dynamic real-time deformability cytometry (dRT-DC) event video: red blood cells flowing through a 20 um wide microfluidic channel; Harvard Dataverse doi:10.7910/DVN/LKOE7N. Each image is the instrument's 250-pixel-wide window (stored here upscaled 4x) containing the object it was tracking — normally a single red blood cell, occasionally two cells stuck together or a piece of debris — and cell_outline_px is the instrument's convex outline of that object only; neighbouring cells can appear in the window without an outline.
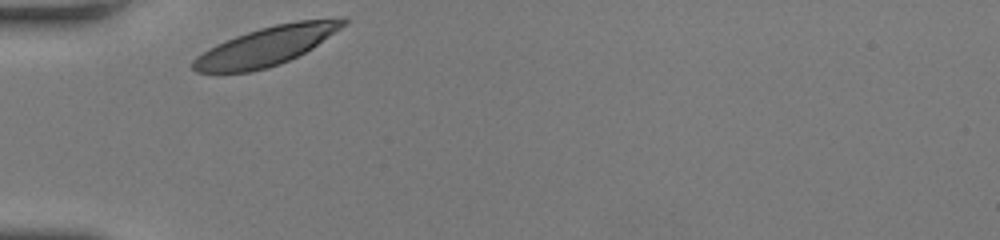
{"species": "human", "species_latin": "Homo sapiens", "temperature_condition": "room temperature", "stored_images_in_passage": 28, "camera_frame_rate_fps": 3000, "um_per_image_px": 0.085, "donor": {"sex": "female"}, "frame": {"image": 1, "passage_image": 1, "time_ms": 0.0, "image_size_px": [1000, 240], "cell_outline_px": [[348, 24], [312, 48], [280, 64], [268, 68], [252, 72], [196, 72], [192, 68], [192, 60], [196, 56], [208, 48], [216, 44], [236, 36], [260, 28], [276, 24], [300, 20], [344, 16], [348, 20]], "centroid_in_image_um": [22.69, 3.9], "position_along_channel_um": 62.3, "area_um2": 34.04}}
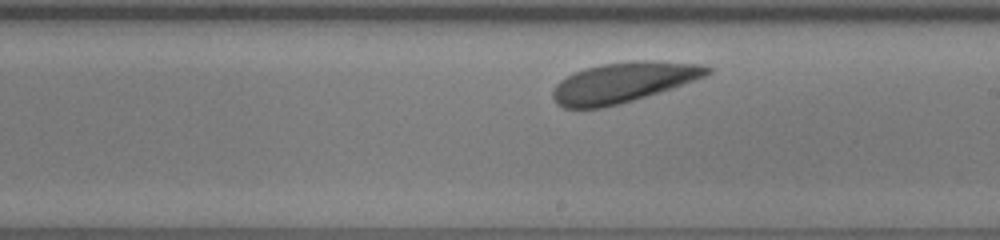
{"frame": {"image": 2, "passage_image": 16, "time_ms": 5.0, "image_size_px": [1000, 240], "cell_outline_px": [[712, 72], [704, 76], [672, 88], [620, 104], [600, 108], [564, 108], [556, 104], [552, 100], [552, 88], [560, 80], [572, 72], [584, 68], [600, 64], [632, 60], [648, 60], [700, 64], [712, 68]], "centroid_in_image_um": [52.9, 7.0], "position_along_channel_um": 236.1, "area_um2": 36.36}}
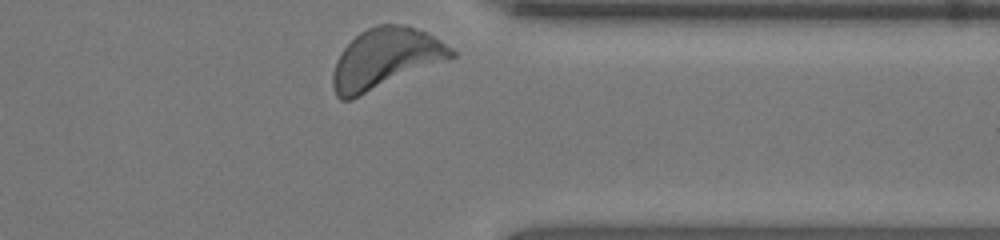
{"frame": {"image": 3, "passage_image": 28, "time_ms": 9.0, "image_size_px": [1000, 240], "cell_outline_px": [[456, 56], [352, 100], [340, 100], [336, 96], [332, 88], [332, 72], [336, 60], [344, 48], [360, 32], [376, 24], [408, 24], [440, 40], [452, 48], [456, 52]], "centroid_in_image_um": [32.72, 4.99], "position_along_channel_um": 378.7, "area_um2": 41.67}, "authors_computed_cell_mechanics": {"area_um2": 35.547, "velocity_mm_per_s": 3.6202, "shape_relaxation_time_tau1_ms": null, "shape_relaxation_time_tau2_ms": 4.8265, "deformation_change_tau1": null, "deformation_change_tau2": 0.0862}}